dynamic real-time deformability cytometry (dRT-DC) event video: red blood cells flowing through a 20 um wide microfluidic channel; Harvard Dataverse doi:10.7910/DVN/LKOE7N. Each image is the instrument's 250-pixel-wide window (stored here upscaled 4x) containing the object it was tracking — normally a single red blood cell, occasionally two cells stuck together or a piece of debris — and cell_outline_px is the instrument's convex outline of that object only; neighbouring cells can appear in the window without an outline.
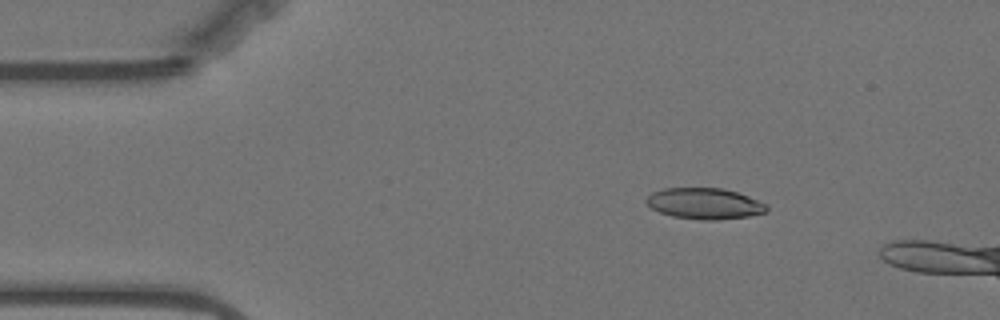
{"species": "Egyptian fruit bat (a non-hibernating species)", "species_latin": "Rousettus aegyptiacus", "temperature_condition": "warm", "stored_images_in_passage": 43, "camera_frame_rate_fps": 3000, "um_per_image_px": 0.085, "animal": {"sex": "female"}, "frame": {"image": 1, "passage_image": 1, "time_ms": 0.0, "image_size_px": [1000, 320], "cell_outline_px": [[768, 212], [748, 216], [716, 220], [700, 220], [672, 216], [660, 212], [652, 208], [644, 200], [652, 192], [664, 188], [720, 188], [736, 192], [748, 196], [768, 204]], "centroid_in_image_um": [59.9, 17.3], "position_along_channel_um": 25.1, "area_um2": 21.79}}
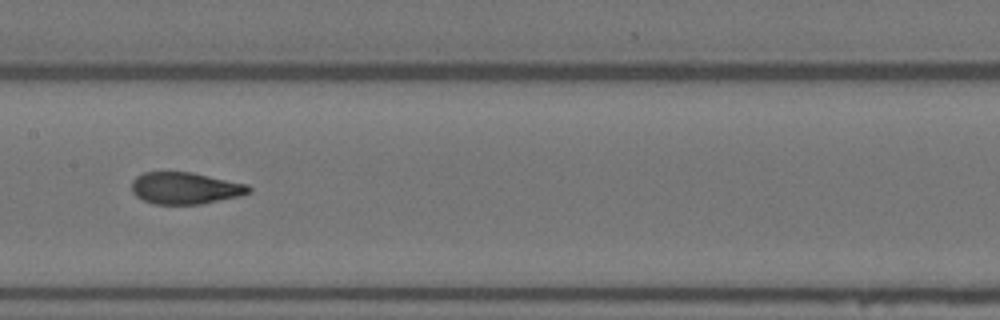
{"frame": {"image": 2, "passage_image": 20, "time_ms": 6.333, "image_size_px": [1000, 320], "cell_outline_px": [[252, 192], [240, 196], [200, 204], [152, 204], [136, 196], [132, 192], [132, 180], [136, 176], [144, 172], [192, 172], [248, 184], [252, 188]], "centroid_in_image_um": [15.76, 15.99], "position_along_channel_um": 191.6, "area_um2": 21.85}}
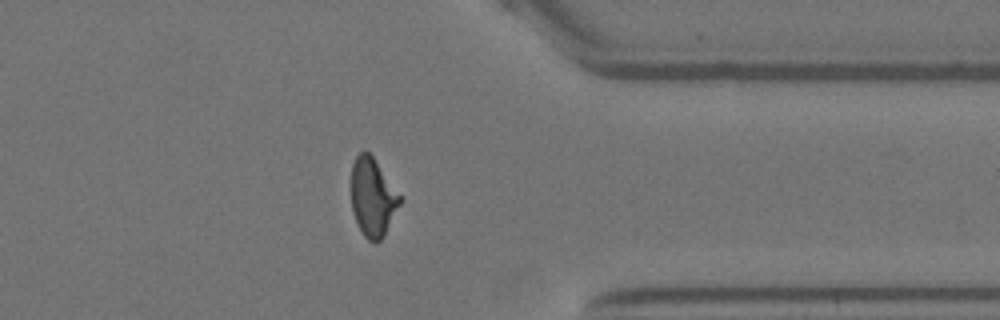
{"frame": {"image": 3, "passage_image": 37, "time_ms": 12.0, "image_size_px": [1000, 320], "cell_outline_px": [[404, 200], [384, 236], [376, 244], [368, 240], [364, 236], [352, 212], [352, 164], [356, 156], [364, 148], [372, 156]], "centroid_in_image_um": [31.71, 16.79], "position_along_channel_um": 379.7, "area_um2": 22.31}}